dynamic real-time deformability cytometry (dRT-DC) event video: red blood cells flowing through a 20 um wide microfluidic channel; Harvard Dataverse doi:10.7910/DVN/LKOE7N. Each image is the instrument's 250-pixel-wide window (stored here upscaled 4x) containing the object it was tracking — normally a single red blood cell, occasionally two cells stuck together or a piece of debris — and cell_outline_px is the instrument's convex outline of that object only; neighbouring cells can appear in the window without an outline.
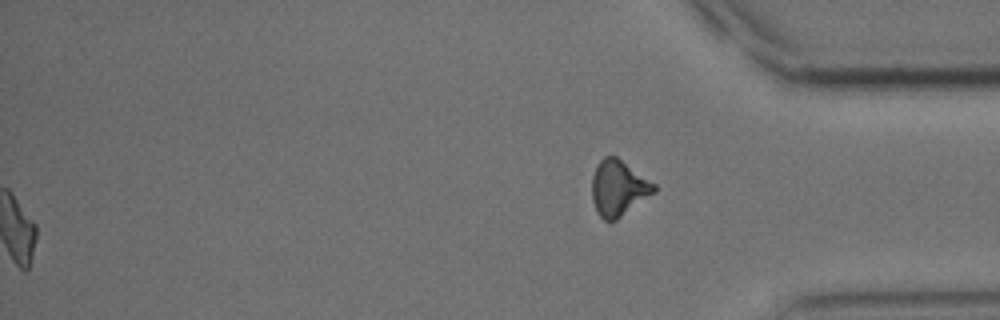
{"species": "common noctule bat (a hibernating species)", "species_latin": "Nyctalus noctula", "temperature_condition": "cold", "stored_images_in_passage": 54, "segment_of_instrument_passage": [2, 2], "camera_frame_rate_fps": 3000, "um_per_image_px": 0.085, "animal": {"sex": "male", "body_mass_g": 15.6}, "frame": {"image": 1, "passage_image": 54, "time_ms": 17.667, "image_size_px": [1000, 320], "cell_outline_px": [[656, 192], [616, 220], [604, 220], [596, 212], [592, 200], [592, 176], [596, 164], [604, 156], [616, 156], [656, 184]], "centroid_in_image_um": [52.56, 15.98], "position_along_channel_um": 382.6, "area_um2": 20.23}}